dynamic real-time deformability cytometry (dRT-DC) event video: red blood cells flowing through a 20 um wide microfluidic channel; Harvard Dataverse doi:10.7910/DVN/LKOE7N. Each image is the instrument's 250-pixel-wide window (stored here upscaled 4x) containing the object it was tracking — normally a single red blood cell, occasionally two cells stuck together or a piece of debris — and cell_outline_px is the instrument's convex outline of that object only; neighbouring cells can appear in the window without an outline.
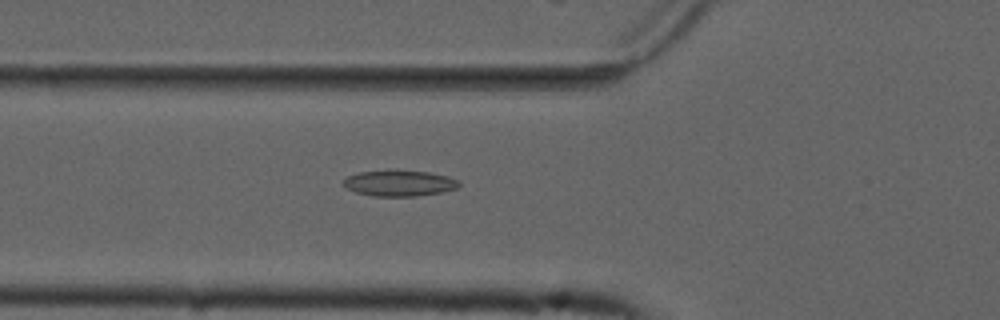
{"species": "common noctule bat (a hibernating species)", "species_latin": "Nyctalus noctula", "temperature_condition": "cold", "stored_images_in_passage": 55, "camera_frame_rate_fps": 3000, "um_per_image_px": 0.085, "animal": {"sex": "male", "forearm_length_mm": 52.5}, "frame": {"image": 1, "passage_image": 20, "time_ms": 6.333, "image_size_px": [1000, 320], "cell_outline_px": [[460, 184], [456, 188], [440, 192], [416, 196], [372, 196], [356, 192], [348, 188], [344, 184], [344, 180], [348, 176], [360, 172], [388, 168], [428, 172], [448, 176], [460, 180]], "centroid_in_image_um": [33.95, 15.54], "position_along_channel_um": 91.9, "area_um2": 17.74}}
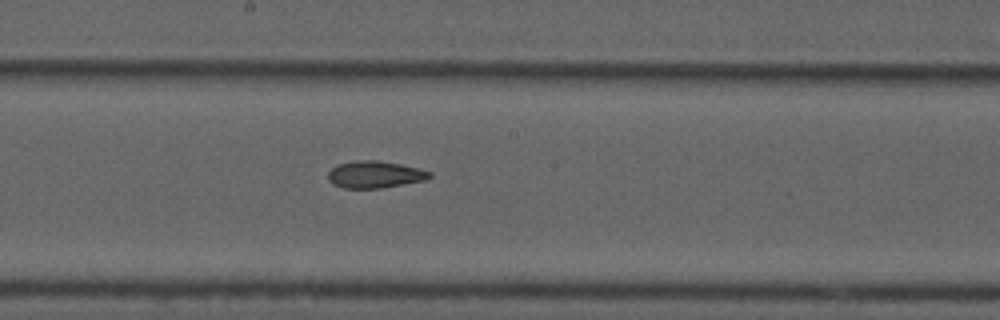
{"frame": {"image": 2, "passage_image": 30, "time_ms": 9.667, "image_size_px": [1000, 320], "cell_outline_px": [[432, 176], [428, 180], [380, 188], [344, 188], [332, 184], [328, 180], [328, 172], [336, 164], [360, 160], [376, 160], [400, 164], [420, 168], [432, 172]], "centroid_in_image_um": [31.88, 14.83], "position_along_channel_um": 216.3, "area_um2": 16.13}}
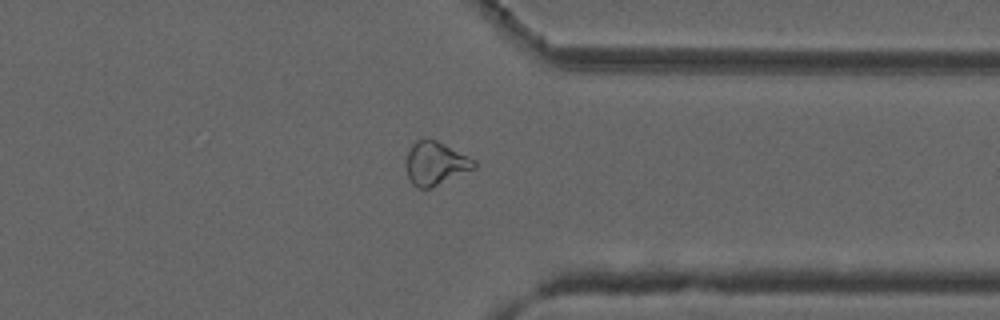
{"frame": {"image": 3, "passage_image": 43, "time_ms": 14.0, "image_size_px": [1000, 320], "cell_outline_px": [[476, 168], [432, 188], [416, 188], [412, 184], [408, 176], [404, 164], [408, 152], [412, 144], [416, 140], [436, 140], [476, 160]], "centroid_in_image_um": [37.0, 13.92], "position_along_channel_um": 374.4, "area_um2": 17.28}, "authors_computed_cell_mechanics": {"area_um2": 17.7446, "velocity_mm_per_s": 3.717, "shape_relaxation_time_tau1_ms": null, "shape_relaxation_time_tau2_ms": 5.5327, "deformation_change_tau1": null, "deformation_change_tau2": 0.1378}}